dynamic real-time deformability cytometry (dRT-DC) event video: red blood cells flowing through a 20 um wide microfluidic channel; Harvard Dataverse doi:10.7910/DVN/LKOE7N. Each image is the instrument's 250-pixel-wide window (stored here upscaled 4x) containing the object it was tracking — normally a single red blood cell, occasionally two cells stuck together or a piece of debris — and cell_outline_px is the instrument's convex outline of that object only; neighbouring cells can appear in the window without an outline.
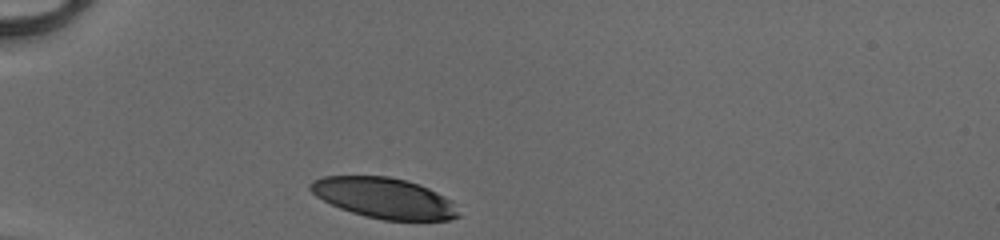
{"species": "human", "species_latin": "Homo sapiens", "temperature_condition": "cold", "stored_images_in_passage": 29, "camera_frame_rate_fps": 3000, "um_per_image_px": 0.085, "donor": {"sex": "male"}, "frame": {"image": 1, "passage_image": 1, "time_ms": 0.0, "image_size_px": [1000, 240], "cell_outline_px": [[460, 216], [448, 220], [384, 220], [352, 212], [340, 208], [316, 196], [308, 188], [308, 184], [312, 180], [324, 176], [388, 176], [408, 180], [420, 184], [452, 200]], "centroid_in_image_um": [32.65, 16.82], "position_along_channel_um": 52.4, "area_um2": 34.91}}
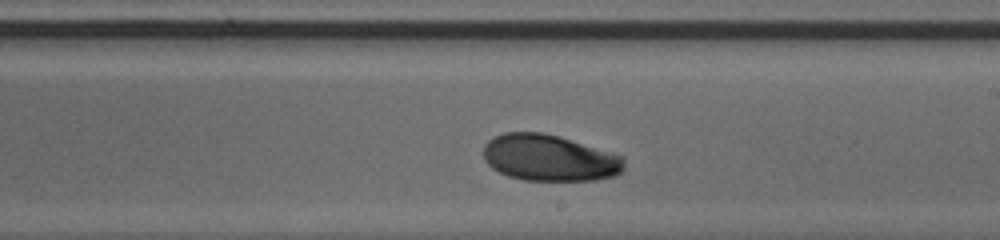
{"frame": {"image": 2, "passage_image": 17, "time_ms": 5.333, "image_size_px": [1000, 240], "cell_outline_px": [[624, 168], [620, 172], [612, 176], [596, 180], [524, 180], [508, 176], [492, 168], [484, 160], [484, 144], [488, 140], [504, 132], [544, 132], [560, 136], [624, 156]], "centroid_in_image_um": [46.69, 13.41], "position_along_channel_um": 242.3, "area_um2": 38.15}}
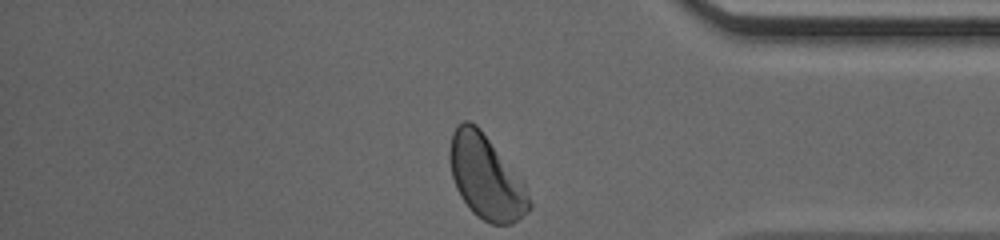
{"frame": {"image": 3, "passage_image": 29, "time_ms": 9.333, "image_size_px": [1000, 240], "cell_outline_px": [[532, 208], [528, 212], [512, 224], [492, 224], [476, 216], [472, 212], [460, 196], [456, 188], [452, 176], [448, 156], [452, 132], [464, 120], [468, 120], [476, 124], [480, 128], [524, 180], [532, 204]], "centroid_in_image_um": [41.33, 15.07], "position_along_channel_um": 393.9, "area_um2": 39.25}, "authors_computed_cell_mechanics": {"area_um2": 38.2636, "velocity_mm_per_s": 4.0895, "shape_relaxation_time_tau1_ms": 2.5311, "shape_relaxation_time_tau2_ms": 10.6568, "deformation_change_tau1": 0.1046, "deformation_change_tau2": 0.1556}}